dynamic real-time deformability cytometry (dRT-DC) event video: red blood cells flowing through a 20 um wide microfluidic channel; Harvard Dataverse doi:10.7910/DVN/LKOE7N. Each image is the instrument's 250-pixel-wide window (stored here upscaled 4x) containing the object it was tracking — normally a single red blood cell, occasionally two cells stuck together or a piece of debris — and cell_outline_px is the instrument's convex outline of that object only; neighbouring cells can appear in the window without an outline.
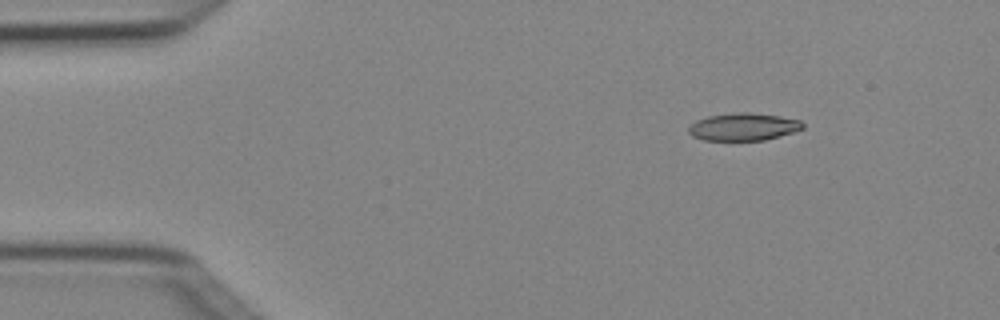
{"species": "Egyptian fruit bat (a non-hibernating species)", "species_latin": "Rousettus aegyptiacus", "temperature_condition": "cold", "stored_images_in_passage": 4, "camera_frame_rate_fps": 3000, "um_per_image_px": 0.085, "animal": {"sex": "female"}, "frame": {"image": 1, "passage_image": 2, "time_ms": 0.333, "image_size_px": [1000, 320], "cell_outline_px": [[804, 128], [792, 132], [764, 140], [704, 140], [692, 136], [688, 132], [688, 128], [696, 120], [708, 116], [736, 112], [748, 112], [780, 116], [800, 120], [804, 124]], "centroid_in_image_um": [63.18, 10.77], "position_along_channel_um": 21.8, "area_um2": 18.21}}